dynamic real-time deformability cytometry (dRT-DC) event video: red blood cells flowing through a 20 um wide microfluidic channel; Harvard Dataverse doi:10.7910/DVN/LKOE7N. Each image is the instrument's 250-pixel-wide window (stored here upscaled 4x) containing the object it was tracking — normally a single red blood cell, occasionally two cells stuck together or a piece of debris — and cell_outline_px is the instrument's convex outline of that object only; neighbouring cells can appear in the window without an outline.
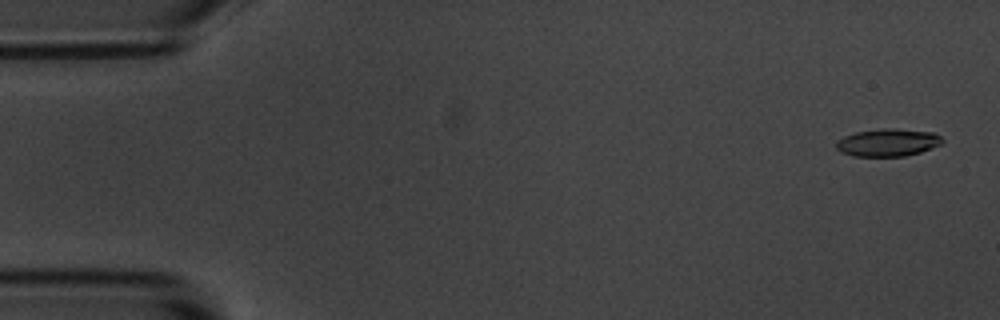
{"species": "common noctule bat (a hibernating species)", "species_latin": "Nyctalus noctula", "temperature_condition": "room temperature", "stored_images_in_passage": 6, "camera_frame_rate_fps": 3000, "um_per_image_px": 0.085, "animal": {"sex": "male", "body_mass_g": 20.1, "forearm_length_mm": 53.5}, "frame": {"image": 1, "passage_image": 1, "time_ms": 0.0, "image_size_px": [1000, 320], "cell_outline_px": [[944, 140], [940, 144], [920, 152], [904, 156], [852, 156], [840, 152], [836, 148], [836, 140], [844, 136], [856, 132], [880, 128], [896, 128], [936, 132]], "centroid_in_image_um": [75.45, 12.1], "position_along_channel_um": 9.6, "area_um2": 17.22}}
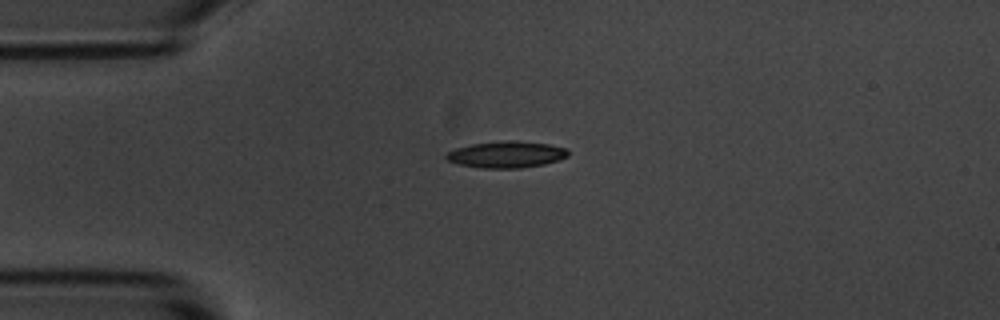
{"frame": {"image": 2, "passage_image": 4, "time_ms": 3.667, "image_size_px": [1000, 320], "cell_outline_px": [[568, 156], [560, 160], [544, 164], [520, 168], [480, 168], [456, 164], [448, 160], [444, 156], [448, 152], [456, 148], [472, 144], [504, 140], [516, 140], [548, 144], [568, 148]], "centroid_in_image_um": [43.05, 13.13], "position_along_channel_um": 41.9, "area_um2": 19.02}}